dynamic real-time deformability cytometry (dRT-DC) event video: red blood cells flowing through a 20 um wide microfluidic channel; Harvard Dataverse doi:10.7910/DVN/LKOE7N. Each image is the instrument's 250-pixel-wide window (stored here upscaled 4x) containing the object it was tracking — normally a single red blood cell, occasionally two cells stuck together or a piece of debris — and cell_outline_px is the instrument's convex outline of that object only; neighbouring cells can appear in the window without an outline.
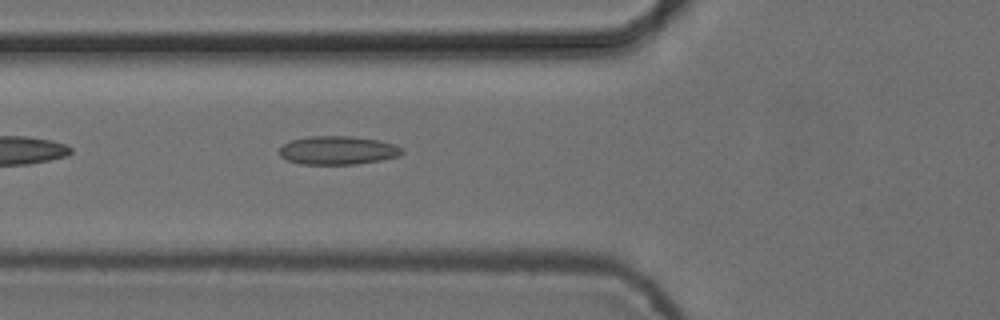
{"species": "common noctule bat (a hibernating species)", "species_latin": "Nyctalus noctula", "temperature_condition": "cold", "stored_images_in_passage": 6, "camera_frame_rate_fps": 3000, "um_per_image_px": 0.085, "animal": {"sex": "female", "body_mass_g": 24.6, "forearm_length_mm": 56.2}, "frame": {"image": 1, "passage_image": 6, "time_ms": 1.667, "image_size_px": [1000, 320], "cell_outline_px": [[404, 152], [400, 156], [380, 160], [356, 164], [300, 164], [288, 160], [280, 156], [280, 148], [284, 144], [292, 140], [308, 136], [352, 136], [376, 140], [396, 144], [404, 148]], "centroid_in_image_um": [28.75, 12.77], "position_along_channel_um": 97.0, "area_um2": 20.4}}